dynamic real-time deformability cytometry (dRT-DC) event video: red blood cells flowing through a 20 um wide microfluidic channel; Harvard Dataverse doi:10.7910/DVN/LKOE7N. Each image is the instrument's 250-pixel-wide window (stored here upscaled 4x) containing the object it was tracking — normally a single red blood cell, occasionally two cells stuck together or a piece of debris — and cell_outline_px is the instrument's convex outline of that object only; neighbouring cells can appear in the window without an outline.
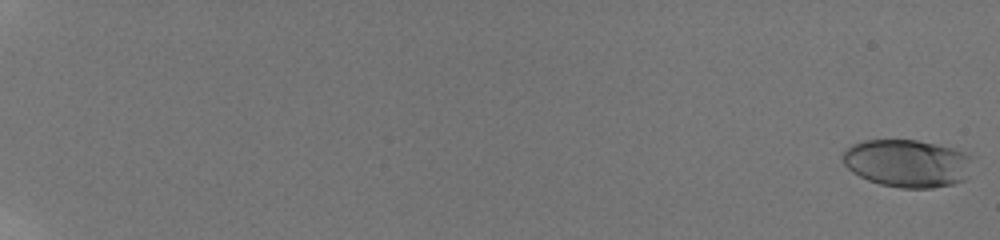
{"species": "human", "species_latin": "Homo sapiens", "temperature_condition": "room temperature", "stored_images_in_passage": 14, "camera_frame_rate_fps": 3000, "um_per_image_px": 0.085, "donor": {"sex": "male"}, "frame": {"image": 1, "passage_image": 1, "time_ms": 0.0, "image_size_px": [1000, 240], "cell_outline_px": [[972, 156], [964, 180], [952, 184], [932, 188], [900, 188], [880, 184], [868, 180], [852, 172], [844, 164], [840, 156], [852, 144], [864, 140], [916, 140], [936, 144], [952, 148], [964, 152]], "centroid_in_image_um": [77.08, 13.88], "position_along_channel_um": 7.9, "area_um2": 35.95}}
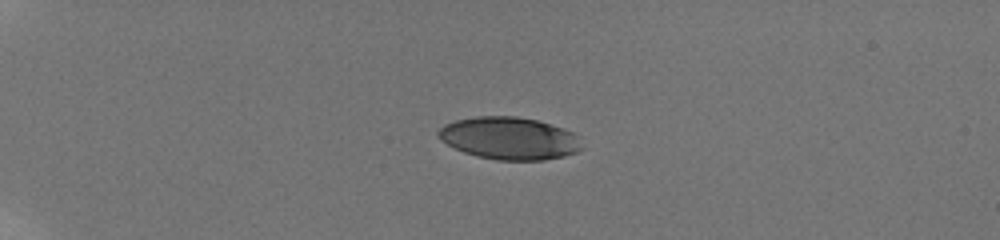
{"frame": {"image": 2, "passage_image": 8, "time_ms": 5.667, "image_size_px": [1000, 240], "cell_outline_px": [[584, 148], [576, 152], [564, 156], [544, 160], [496, 160], [476, 156], [464, 152], [440, 140], [436, 136], [436, 132], [444, 124], [456, 120], [476, 116], [516, 116], [536, 120], [552, 124], [564, 128], [572, 132]], "centroid_in_image_um": [43.27, 11.75], "position_along_channel_um": 41.7, "area_um2": 35.55}}
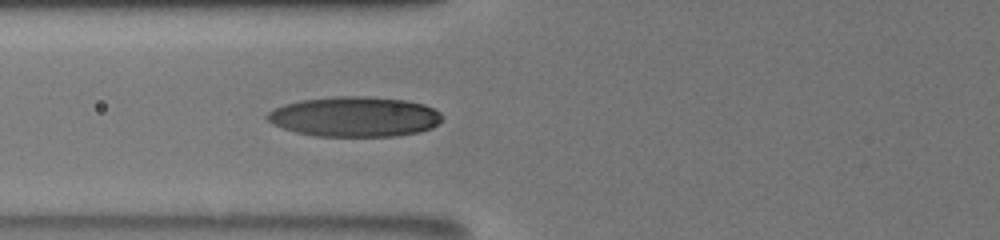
{"frame": {"image": 3, "passage_image": 14, "time_ms": 9.0, "image_size_px": [1000, 240], "cell_outline_px": [[444, 116], [432, 128], [420, 132], [396, 136], [316, 136], [296, 132], [272, 124], [264, 116], [268, 112], [284, 104], [300, 100], [336, 96], [368, 96], [404, 100], [424, 104], [440, 112]], "centroid_in_image_um": [30.14, 9.92], "position_along_channel_um": 95.7, "area_um2": 40.92}}